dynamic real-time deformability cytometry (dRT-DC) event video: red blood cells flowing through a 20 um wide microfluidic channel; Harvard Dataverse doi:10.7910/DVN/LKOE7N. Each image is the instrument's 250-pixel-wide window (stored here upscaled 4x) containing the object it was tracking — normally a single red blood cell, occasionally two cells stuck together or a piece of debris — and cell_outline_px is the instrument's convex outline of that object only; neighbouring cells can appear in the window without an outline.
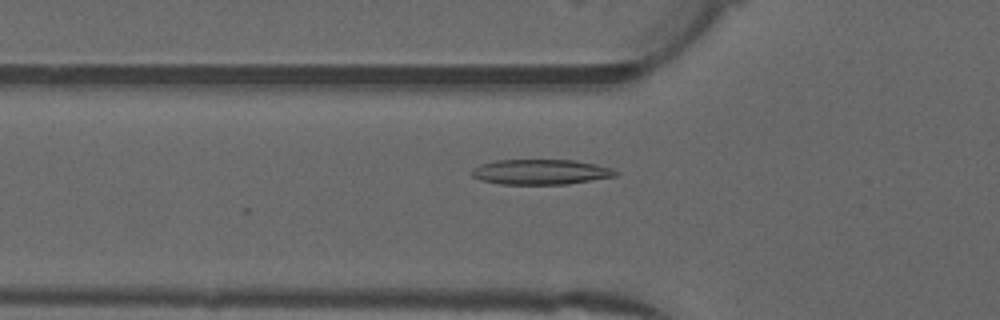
{"species": "common noctule bat (a hibernating species)", "species_latin": "Nyctalus noctula", "temperature_condition": "warm", "stored_images_in_passage": 52, "camera_frame_rate_fps": 3000, "um_per_image_px": 0.085, "animal": {"sex": "male", "forearm_length_mm": 52.5}, "frame": {"image": 1, "passage_image": 18, "time_ms": 5.667, "image_size_px": [1000, 320], "cell_outline_px": [[620, 172], [616, 176], [568, 184], [500, 184], [480, 180], [472, 176], [472, 168], [480, 164], [496, 160], [572, 160], [596, 164], [612, 168]], "centroid_in_image_um": [45.96, 14.61], "position_along_channel_um": 79.8, "area_um2": 21.15}}
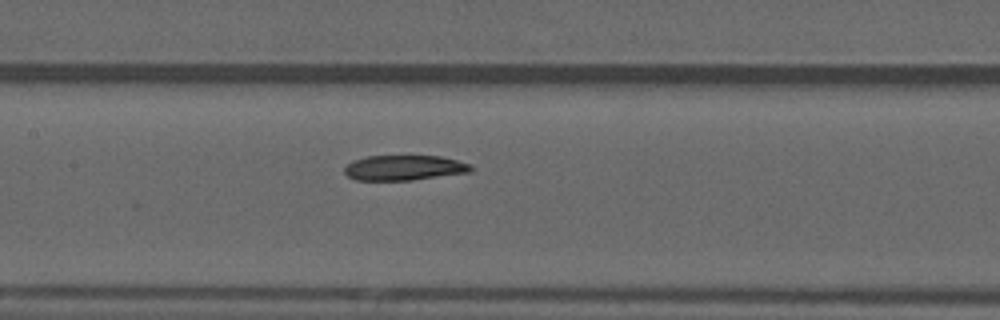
{"frame": {"image": 2, "passage_image": 25, "time_ms": 8.0, "image_size_px": [1000, 320], "cell_outline_px": [[472, 172], [412, 180], [356, 180], [348, 176], [344, 172], [344, 168], [352, 160], [368, 156], [440, 156], [472, 164]], "centroid_in_image_um": [34.37, 14.26], "position_along_channel_um": 173.0, "area_um2": 18.55}}
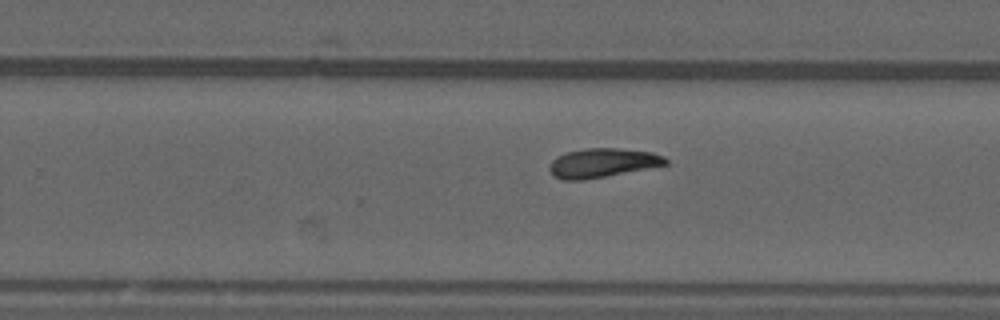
{"frame": {"image": 3, "passage_image": 33, "time_ms": 10.667, "image_size_px": [1000, 320], "cell_outline_px": [[668, 164], [584, 180], [560, 180], [548, 168], [552, 160], [556, 156], [568, 152], [588, 148], [616, 148], [652, 152], [664, 156], [668, 160]], "centroid_in_image_um": [51.2, 13.84], "position_along_channel_um": 278.6, "area_um2": 19.48}, "authors_computed_cell_mechanics": {"area_um2": 19.5942, "velocity_mm_per_s": 3.9742, "shape_relaxation_time_tau1_ms": 10.6441, "shape_relaxation_time_tau2_ms": null, "deformation_change_tau1": 0.2239, "deformation_change_tau2": null}}